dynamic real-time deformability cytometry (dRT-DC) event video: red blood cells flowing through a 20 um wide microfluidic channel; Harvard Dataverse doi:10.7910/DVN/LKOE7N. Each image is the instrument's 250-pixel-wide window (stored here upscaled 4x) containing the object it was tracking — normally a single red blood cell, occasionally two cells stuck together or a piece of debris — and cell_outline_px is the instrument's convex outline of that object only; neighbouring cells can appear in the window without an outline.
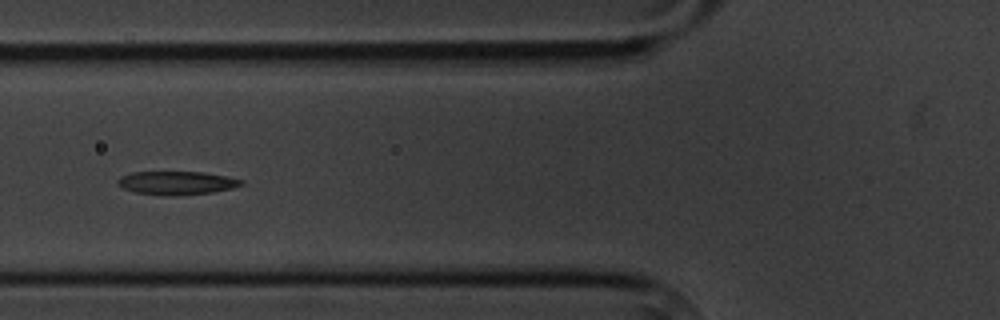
{"species": "common noctule bat (a hibernating species)", "species_latin": "Nyctalus noctula", "temperature_condition": "cold", "stored_images_in_passage": 9, "camera_frame_rate_fps": 3000, "um_per_image_px": 0.085, "animal": {"sex": "male", "body_mass_g": 20.1, "forearm_length_mm": 53.5}, "frame": {"image": 1, "passage_image": 6, "time_ms": 6.0, "image_size_px": [1000, 320], "cell_outline_px": [[244, 184], [232, 188], [212, 192], [136, 192], [124, 188], [116, 184], [116, 180], [120, 176], [132, 172], [204, 172], [228, 176], [244, 180]], "centroid_in_image_um": [15.05, 15.47], "position_along_channel_um": 110.8, "area_um2": 15.78}}
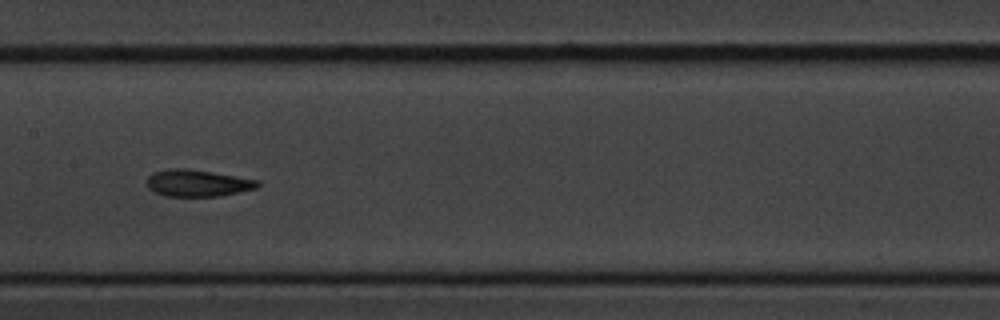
{"frame": {"image": 2, "passage_image": 8, "time_ms": 8.333, "image_size_px": [1000, 320], "cell_outline_px": [[260, 184], [256, 188], [220, 196], [164, 196], [148, 188], [148, 176], [152, 172], [172, 168], [184, 168], [212, 172], [260, 180]], "centroid_in_image_um": [16.79, 15.56], "position_along_channel_um": 190.6, "area_um2": 17.22}}
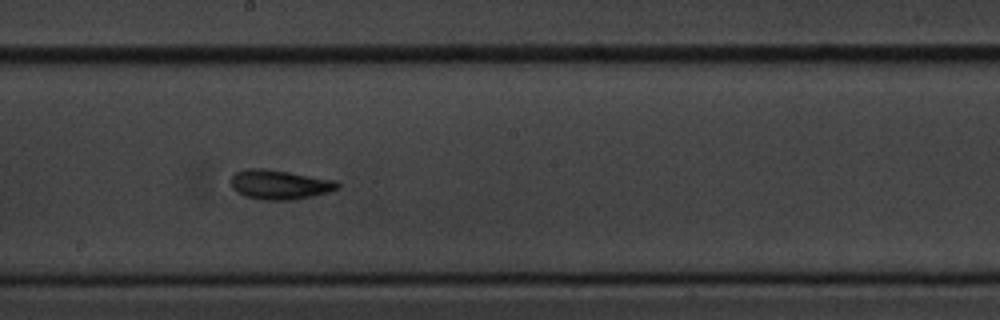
{"frame": {"image": 3, "passage_image": 9, "time_ms": 9.333, "image_size_px": [1000, 320], "cell_outline_px": [[340, 188], [328, 192], [312, 196], [292, 200], [264, 200], [244, 196], [236, 192], [232, 188], [228, 180], [236, 172], [244, 168], [268, 168], [336, 180], [340, 184]], "centroid_in_image_um": [23.73, 15.68], "position_along_channel_um": 224.5, "area_um2": 18.73}}